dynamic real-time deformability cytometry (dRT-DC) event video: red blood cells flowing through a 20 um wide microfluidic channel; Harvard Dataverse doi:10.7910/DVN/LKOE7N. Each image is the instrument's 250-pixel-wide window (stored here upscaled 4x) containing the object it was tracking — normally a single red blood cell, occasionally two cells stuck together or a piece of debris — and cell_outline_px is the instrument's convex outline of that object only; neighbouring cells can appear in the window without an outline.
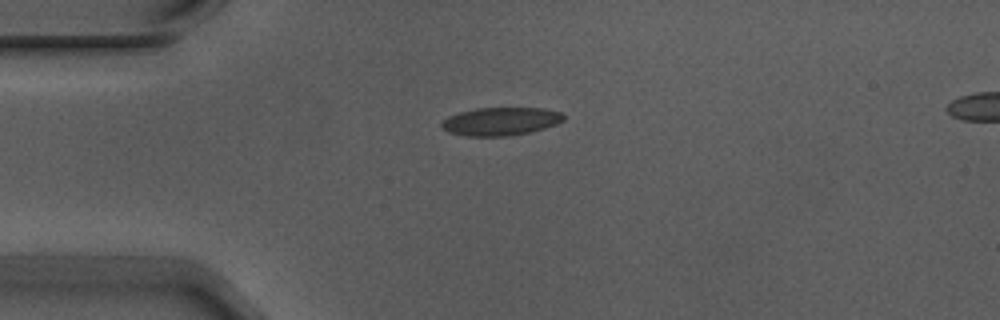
{"species": "Egyptian fruit bat (a non-hibernating species)", "species_latin": "Rousettus aegyptiacus", "temperature_condition": "warm", "stored_images_in_passage": 5, "camera_frame_rate_fps": 3000, "um_per_image_px": 0.085, "animal": {"sex": "male"}, "frame": {"image": 1, "passage_image": 1, "time_ms": 0.0, "image_size_px": [1000, 320], "cell_outline_px": [[564, 120], [556, 124], [544, 128], [528, 132], [508, 136], [464, 136], [448, 132], [440, 128], [440, 124], [448, 116], [460, 112], [476, 108], [544, 108], [560, 112], [564, 116]], "centroid_in_image_um": [42.52, 10.32], "position_along_channel_um": 42.5, "area_um2": 20.0}}
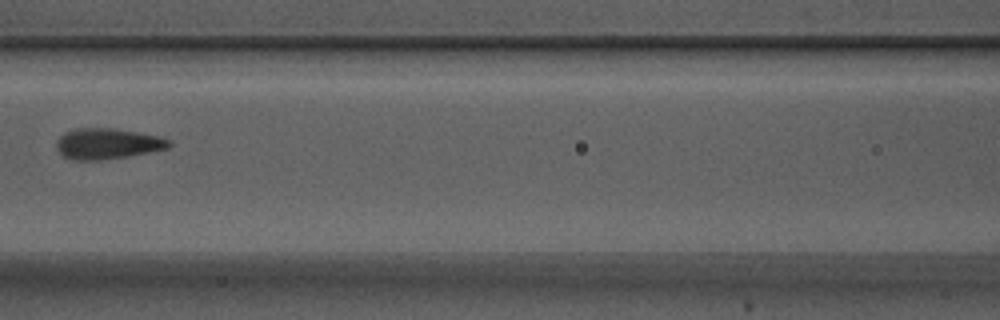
{"frame": {"image": 2, "passage_image": 4, "time_ms": 1.0, "image_size_px": [1000, 320], "cell_outline_px": [[172, 144], [168, 148], [128, 156], [100, 160], [72, 160], [64, 156], [56, 148], [56, 140], [64, 132], [76, 128], [112, 128], [160, 136], [172, 140]], "centroid_in_image_um": [9.13, 12.21], "position_along_channel_um": 157.5, "area_um2": 20.23}}
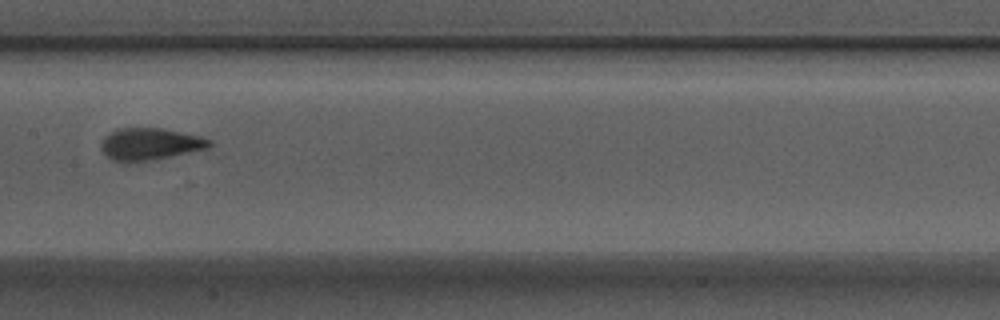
{"frame": {"image": 3, "passage_image": 5, "time_ms": 1.333, "image_size_px": [1000, 320], "cell_outline_px": [[212, 144], [208, 148], [152, 160], [124, 164], [112, 160], [100, 148], [100, 144], [104, 136], [116, 128], [164, 128], [200, 136], [212, 140]], "centroid_in_image_um": [12.71, 12.25], "position_along_channel_um": 194.7, "area_um2": 20.52}}